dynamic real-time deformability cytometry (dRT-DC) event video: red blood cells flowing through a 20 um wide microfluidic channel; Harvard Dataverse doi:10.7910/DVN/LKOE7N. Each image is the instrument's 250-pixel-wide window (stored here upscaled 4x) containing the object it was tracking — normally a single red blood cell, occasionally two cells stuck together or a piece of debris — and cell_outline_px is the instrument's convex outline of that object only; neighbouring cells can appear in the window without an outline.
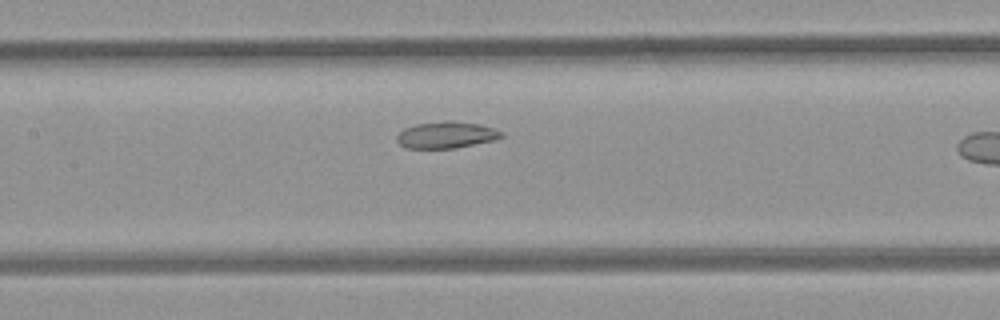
{"species": "common noctule bat (a hibernating species)", "species_latin": "Nyctalus noctula", "temperature_condition": "room temperature", "stored_images_in_passage": 30, "camera_frame_rate_fps": 3000, "um_per_image_px": 0.085, "animal": {"sex": "female", "body_mass_g": 21.9}, "frame": {"image": 1, "passage_image": 13, "time_ms": 4.0, "image_size_px": [1000, 320], "cell_outline_px": [[504, 136], [496, 140], [456, 148], [408, 148], [400, 144], [396, 140], [396, 136], [404, 128], [416, 124], [448, 120], [480, 124], [496, 128], [504, 132]], "centroid_in_image_um": [37.99, 11.46], "position_along_channel_um": 169.4, "area_um2": 16.42}}
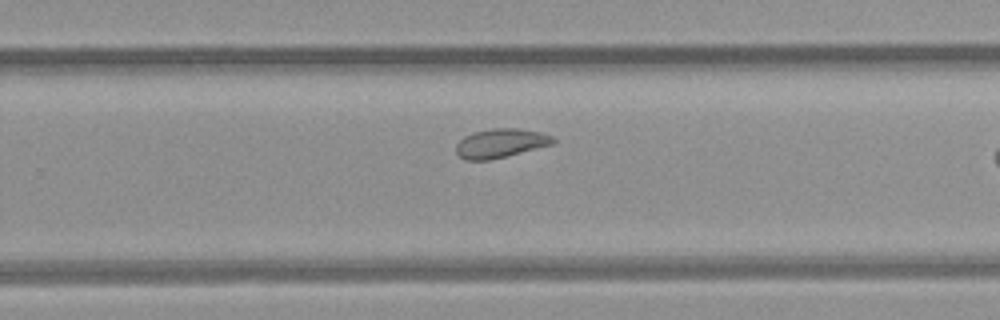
{"frame": {"image": 2, "passage_image": 22, "time_ms": 7.0, "image_size_px": [1000, 320], "cell_outline_px": [[556, 140], [552, 144], [488, 160], [464, 160], [456, 152], [456, 144], [464, 136], [472, 132], [492, 128], [516, 128], [540, 132], [552, 136]], "centroid_in_image_um": [42.51, 12.16], "position_along_channel_um": 287.3, "area_um2": 16.18}}